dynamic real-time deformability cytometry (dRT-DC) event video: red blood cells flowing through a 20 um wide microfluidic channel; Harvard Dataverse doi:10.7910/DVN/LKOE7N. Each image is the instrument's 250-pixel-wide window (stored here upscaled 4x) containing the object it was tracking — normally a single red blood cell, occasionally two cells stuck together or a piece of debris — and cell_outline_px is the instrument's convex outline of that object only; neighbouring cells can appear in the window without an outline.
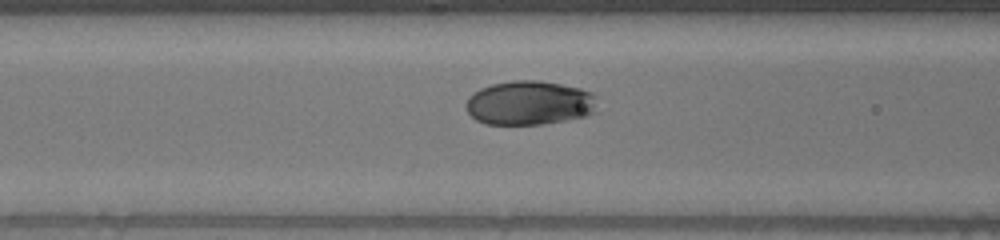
{"species": "human", "species_latin": "Homo sapiens", "temperature_condition": "warm", "stored_images_in_passage": 54, "camera_frame_rate_fps": 3000, "um_per_image_px": 0.085, "donor": {"sex": "male"}, "frame": {"image": 1, "passage_image": 20, "time_ms": 6.333, "image_size_px": [1000, 240], "cell_outline_px": [[596, 112], [588, 116], [544, 124], [484, 124], [476, 120], [468, 112], [464, 104], [468, 96], [480, 88], [492, 84], [512, 80], [540, 80], [580, 88], [592, 92], [596, 96]], "centroid_in_image_um": [45.01, 8.75], "position_along_channel_um": 121.6, "area_um2": 34.22}}
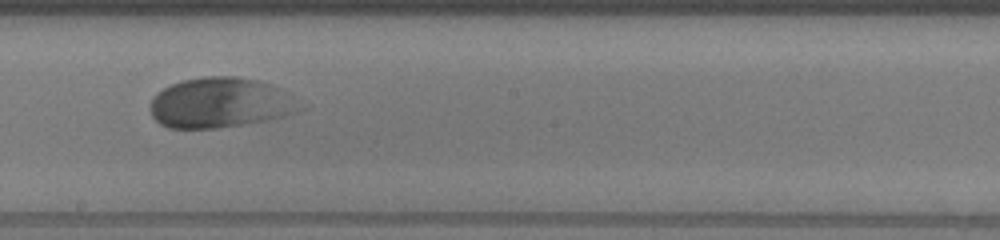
{"frame": {"image": 2, "passage_image": 29, "time_ms": 9.333, "image_size_px": [1000, 240], "cell_outline_px": [[308, 108], [284, 116], [268, 120], [244, 124], [216, 128], [168, 128], [160, 124], [152, 116], [152, 96], [164, 88], [180, 80], [204, 76], [236, 76], [260, 80], [272, 84], [280, 88], [308, 104]], "centroid_in_image_um": [18.83, 8.72], "position_along_channel_um": 229.4, "area_um2": 44.51}}
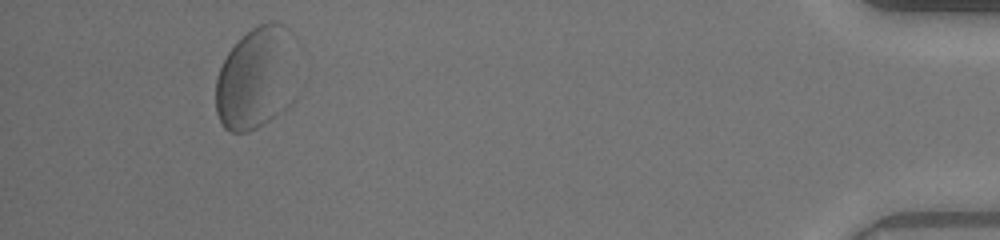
{"frame": {"image": 3, "passage_image": 50, "time_ms": 16.333, "image_size_px": [1000, 240], "cell_outline_px": [[304, 48], [296, 100], [288, 108], [256, 128], [248, 132], [232, 132], [224, 128], [216, 112], [216, 76], [228, 52], [252, 28], [260, 24], [272, 20], [284, 24], [296, 36]], "centroid_in_image_um": [22.0, 6.57], "position_along_channel_um": 413.2, "area_um2": 51.96}}